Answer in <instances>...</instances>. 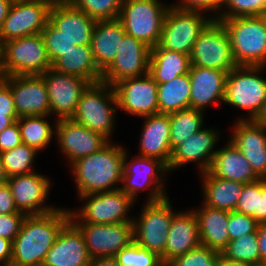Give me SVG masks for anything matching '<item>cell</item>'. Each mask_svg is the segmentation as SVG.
<instances>
[{
	"label": "cell",
	"mask_w": 266,
	"mask_h": 266,
	"mask_svg": "<svg viewBox=\"0 0 266 266\" xmlns=\"http://www.w3.org/2000/svg\"><path fill=\"white\" fill-rule=\"evenodd\" d=\"M21 143V134L17 121L0 133V153L14 149Z\"/></svg>",
	"instance_id": "obj_47"
},
{
	"label": "cell",
	"mask_w": 266,
	"mask_h": 266,
	"mask_svg": "<svg viewBox=\"0 0 266 266\" xmlns=\"http://www.w3.org/2000/svg\"><path fill=\"white\" fill-rule=\"evenodd\" d=\"M241 153L248 160L255 174L260 179H266V149L264 151Z\"/></svg>",
	"instance_id": "obj_48"
},
{
	"label": "cell",
	"mask_w": 266,
	"mask_h": 266,
	"mask_svg": "<svg viewBox=\"0 0 266 266\" xmlns=\"http://www.w3.org/2000/svg\"><path fill=\"white\" fill-rule=\"evenodd\" d=\"M207 115L209 114L193 108H187L169 114L170 145L172 151L187 138L204 128L207 123H210V121L206 122L208 121Z\"/></svg>",
	"instance_id": "obj_36"
},
{
	"label": "cell",
	"mask_w": 266,
	"mask_h": 266,
	"mask_svg": "<svg viewBox=\"0 0 266 266\" xmlns=\"http://www.w3.org/2000/svg\"><path fill=\"white\" fill-rule=\"evenodd\" d=\"M208 171L216 178L243 184L260 179L244 155L227 138L219 145Z\"/></svg>",
	"instance_id": "obj_27"
},
{
	"label": "cell",
	"mask_w": 266,
	"mask_h": 266,
	"mask_svg": "<svg viewBox=\"0 0 266 266\" xmlns=\"http://www.w3.org/2000/svg\"><path fill=\"white\" fill-rule=\"evenodd\" d=\"M261 196V179L244 184L235 211L252 216L259 223V197Z\"/></svg>",
	"instance_id": "obj_44"
},
{
	"label": "cell",
	"mask_w": 266,
	"mask_h": 266,
	"mask_svg": "<svg viewBox=\"0 0 266 266\" xmlns=\"http://www.w3.org/2000/svg\"><path fill=\"white\" fill-rule=\"evenodd\" d=\"M0 115H17L9 85L0 80Z\"/></svg>",
	"instance_id": "obj_49"
},
{
	"label": "cell",
	"mask_w": 266,
	"mask_h": 266,
	"mask_svg": "<svg viewBox=\"0 0 266 266\" xmlns=\"http://www.w3.org/2000/svg\"><path fill=\"white\" fill-rule=\"evenodd\" d=\"M90 266H121L114 256L103 257L91 261Z\"/></svg>",
	"instance_id": "obj_56"
},
{
	"label": "cell",
	"mask_w": 266,
	"mask_h": 266,
	"mask_svg": "<svg viewBox=\"0 0 266 266\" xmlns=\"http://www.w3.org/2000/svg\"><path fill=\"white\" fill-rule=\"evenodd\" d=\"M0 157L8 177L29 174L41 169L40 164L38 167V157H42L41 153L24 143L0 153Z\"/></svg>",
	"instance_id": "obj_37"
},
{
	"label": "cell",
	"mask_w": 266,
	"mask_h": 266,
	"mask_svg": "<svg viewBox=\"0 0 266 266\" xmlns=\"http://www.w3.org/2000/svg\"><path fill=\"white\" fill-rule=\"evenodd\" d=\"M217 20L228 32L237 66H266V26L260 16Z\"/></svg>",
	"instance_id": "obj_8"
},
{
	"label": "cell",
	"mask_w": 266,
	"mask_h": 266,
	"mask_svg": "<svg viewBox=\"0 0 266 266\" xmlns=\"http://www.w3.org/2000/svg\"><path fill=\"white\" fill-rule=\"evenodd\" d=\"M3 78V76H2V73H1V70H0V80Z\"/></svg>",
	"instance_id": "obj_64"
},
{
	"label": "cell",
	"mask_w": 266,
	"mask_h": 266,
	"mask_svg": "<svg viewBox=\"0 0 266 266\" xmlns=\"http://www.w3.org/2000/svg\"><path fill=\"white\" fill-rule=\"evenodd\" d=\"M114 257L121 266H165L156 253L142 248L135 241Z\"/></svg>",
	"instance_id": "obj_40"
},
{
	"label": "cell",
	"mask_w": 266,
	"mask_h": 266,
	"mask_svg": "<svg viewBox=\"0 0 266 266\" xmlns=\"http://www.w3.org/2000/svg\"><path fill=\"white\" fill-rule=\"evenodd\" d=\"M172 199L171 196H168L158 202L144 203L142 201V204L136 203L139 209L135 207L134 211L136 212H134L133 217L134 241L142 248L156 253L163 264L171 222L173 217L182 209L178 204L176 207V203L173 204V201L176 200Z\"/></svg>",
	"instance_id": "obj_6"
},
{
	"label": "cell",
	"mask_w": 266,
	"mask_h": 266,
	"mask_svg": "<svg viewBox=\"0 0 266 266\" xmlns=\"http://www.w3.org/2000/svg\"><path fill=\"white\" fill-rule=\"evenodd\" d=\"M191 67L190 56L161 48H151L149 75L157 83H165L178 76L188 74Z\"/></svg>",
	"instance_id": "obj_32"
},
{
	"label": "cell",
	"mask_w": 266,
	"mask_h": 266,
	"mask_svg": "<svg viewBox=\"0 0 266 266\" xmlns=\"http://www.w3.org/2000/svg\"><path fill=\"white\" fill-rule=\"evenodd\" d=\"M52 68L64 74L85 79L90 84L102 80V72L98 69L90 45L73 46V49L59 57Z\"/></svg>",
	"instance_id": "obj_31"
},
{
	"label": "cell",
	"mask_w": 266,
	"mask_h": 266,
	"mask_svg": "<svg viewBox=\"0 0 266 266\" xmlns=\"http://www.w3.org/2000/svg\"><path fill=\"white\" fill-rule=\"evenodd\" d=\"M70 221L69 205L42 215H26L12 242L11 266H42L62 228Z\"/></svg>",
	"instance_id": "obj_2"
},
{
	"label": "cell",
	"mask_w": 266,
	"mask_h": 266,
	"mask_svg": "<svg viewBox=\"0 0 266 266\" xmlns=\"http://www.w3.org/2000/svg\"><path fill=\"white\" fill-rule=\"evenodd\" d=\"M216 266H251L246 263L238 262V261H232L229 259H226L222 255L218 258V261L216 263Z\"/></svg>",
	"instance_id": "obj_59"
},
{
	"label": "cell",
	"mask_w": 266,
	"mask_h": 266,
	"mask_svg": "<svg viewBox=\"0 0 266 266\" xmlns=\"http://www.w3.org/2000/svg\"><path fill=\"white\" fill-rule=\"evenodd\" d=\"M190 93L189 73L165 83H158L159 114L169 115L190 108Z\"/></svg>",
	"instance_id": "obj_34"
},
{
	"label": "cell",
	"mask_w": 266,
	"mask_h": 266,
	"mask_svg": "<svg viewBox=\"0 0 266 266\" xmlns=\"http://www.w3.org/2000/svg\"><path fill=\"white\" fill-rule=\"evenodd\" d=\"M50 176L42 170H36L29 174L8 177L7 184L18 211L26 215H42L59 207L58 202H50L53 185L55 187V178Z\"/></svg>",
	"instance_id": "obj_12"
},
{
	"label": "cell",
	"mask_w": 266,
	"mask_h": 266,
	"mask_svg": "<svg viewBox=\"0 0 266 266\" xmlns=\"http://www.w3.org/2000/svg\"><path fill=\"white\" fill-rule=\"evenodd\" d=\"M266 10V0H228L218 19L261 16Z\"/></svg>",
	"instance_id": "obj_43"
},
{
	"label": "cell",
	"mask_w": 266,
	"mask_h": 266,
	"mask_svg": "<svg viewBox=\"0 0 266 266\" xmlns=\"http://www.w3.org/2000/svg\"><path fill=\"white\" fill-rule=\"evenodd\" d=\"M40 76L46 85L50 115L56 120L70 119L76 111L83 91L90 83L78 76L56 71L52 67Z\"/></svg>",
	"instance_id": "obj_19"
},
{
	"label": "cell",
	"mask_w": 266,
	"mask_h": 266,
	"mask_svg": "<svg viewBox=\"0 0 266 266\" xmlns=\"http://www.w3.org/2000/svg\"><path fill=\"white\" fill-rule=\"evenodd\" d=\"M229 72L191 65L190 108L210 113L223 107ZM210 109V110H209Z\"/></svg>",
	"instance_id": "obj_21"
},
{
	"label": "cell",
	"mask_w": 266,
	"mask_h": 266,
	"mask_svg": "<svg viewBox=\"0 0 266 266\" xmlns=\"http://www.w3.org/2000/svg\"><path fill=\"white\" fill-rule=\"evenodd\" d=\"M117 50L116 58L102 73V82L113 86L122 79L149 74V46L125 33Z\"/></svg>",
	"instance_id": "obj_20"
},
{
	"label": "cell",
	"mask_w": 266,
	"mask_h": 266,
	"mask_svg": "<svg viewBox=\"0 0 266 266\" xmlns=\"http://www.w3.org/2000/svg\"><path fill=\"white\" fill-rule=\"evenodd\" d=\"M12 241L0 237V266H11Z\"/></svg>",
	"instance_id": "obj_52"
},
{
	"label": "cell",
	"mask_w": 266,
	"mask_h": 266,
	"mask_svg": "<svg viewBox=\"0 0 266 266\" xmlns=\"http://www.w3.org/2000/svg\"><path fill=\"white\" fill-rule=\"evenodd\" d=\"M197 184L201 201L204 205L224 210L235 211L244 184L214 177L209 171L197 175ZM199 181V182H198Z\"/></svg>",
	"instance_id": "obj_28"
},
{
	"label": "cell",
	"mask_w": 266,
	"mask_h": 266,
	"mask_svg": "<svg viewBox=\"0 0 266 266\" xmlns=\"http://www.w3.org/2000/svg\"><path fill=\"white\" fill-rule=\"evenodd\" d=\"M198 203L190 208L198 220L200 243L221 253L229 243V212Z\"/></svg>",
	"instance_id": "obj_29"
},
{
	"label": "cell",
	"mask_w": 266,
	"mask_h": 266,
	"mask_svg": "<svg viewBox=\"0 0 266 266\" xmlns=\"http://www.w3.org/2000/svg\"><path fill=\"white\" fill-rule=\"evenodd\" d=\"M124 34L125 29L119 19L97 21L90 46L94 61L102 73L116 58Z\"/></svg>",
	"instance_id": "obj_30"
},
{
	"label": "cell",
	"mask_w": 266,
	"mask_h": 266,
	"mask_svg": "<svg viewBox=\"0 0 266 266\" xmlns=\"http://www.w3.org/2000/svg\"><path fill=\"white\" fill-rule=\"evenodd\" d=\"M41 35L51 64L59 57L63 56V53L68 52L75 46V43L69 41L62 34V31L57 29L50 21H48L47 25L42 30Z\"/></svg>",
	"instance_id": "obj_41"
},
{
	"label": "cell",
	"mask_w": 266,
	"mask_h": 266,
	"mask_svg": "<svg viewBox=\"0 0 266 266\" xmlns=\"http://www.w3.org/2000/svg\"><path fill=\"white\" fill-rule=\"evenodd\" d=\"M113 88L118 111L128 120L159 114L158 83L149 74L122 79Z\"/></svg>",
	"instance_id": "obj_15"
},
{
	"label": "cell",
	"mask_w": 266,
	"mask_h": 266,
	"mask_svg": "<svg viewBox=\"0 0 266 266\" xmlns=\"http://www.w3.org/2000/svg\"><path fill=\"white\" fill-rule=\"evenodd\" d=\"M260 17L262 18L266 26V10L263 12V14Z\"/></svg>",
	"instance_id": "obj_62"
},
{
	"label": "cell",
	"mask_w": 266,
	"mask_h": 266,
	"mask_svg": "<svg viewBox=\"0 0 266 266\" xmlns=\"http://www.w3.org/2000/svg\"><path fill=\"white\" fill-rule=\"evenodd\" d=\"M191 65L230 72L235 62L230 37L221 21L212 20L200 33L190 54Z\"/></svg>",
	"instance_id": "obj_14"
},
{
	"label": "cell",
	"mask_w": 266,
	"mask_h": 266,
	"mask_svg": "<svg viewBox=\"0 0 266 266\" xmlns=\"http://www.w3.org/2000/svg\"><path fill=\"white\" fill-rule=\"evenodd\" d=\"M259 223L250 215L236 211L229 212L228 235L229 241L238 239L248 233H257Z\"/></svg>",
	"instance_id": "obj_45"
},
{
	"label": "cell",
	"mask_w": 266,
	"mask_h": 266,
	"mask_svg": "<svg viewBox=\"0 0 266 266\" xmlns=\"http://www.w3.org/2000/svg\"><path fill=\"white\" fill-rule=\"evenodd\" d=\"M221 253L200 245L186 254L178 256L165 266H216Z\"/></svg>",
	"instance_id": "obj_42"
},
{
	"label": "cell",
	"mask_w": 266,
	"mask_h": 266,
	"mask_svg": "<svg viewBox=\"0 0 266 266\" xmlns=\"http://www.w3.org/2000/svg\"><path fill=\"white\" fill-rule=\"evenodd\" d=\"M127 144L120 189L135 203H140V200L144 203L158 202L170 196V186L167 184L170 183L171 174L168 166L156 158L131 154L132 149Z\"/></svg>",
	"instance_id": "obj_3"
},
{
	"label": "cell",
	"mask_w": 266,
	"mask_h": 266,
	"mask_svg": "<svg viewBox=\"0 0 266 266\" xmlns=\"http://www.w3.org/2000/svg\"><path fill=\"white\" fill-rule=\"evenodd\" d=\"M255 266H266V263H259L258 265Z\"/></svg>",
	"instance_id": "obj_63"
},
{
	"label": "cell",
	"mask_w": 266,
	"mask_h": 266,
	"mask_svg": "<svg viewBox=\"0 0 266 266\" xmlns=\"http://www.w3.org/2000/svg\"><path fill=\"white\" fill-rule=\"evenodd\" d=\"M185 208L186 206L171 222L164 251V265L201 245L195 213L190 207Z\"/></svg>",
	"instance_id": "obj_26"
},
{
	"label": "cell",
	"mask_w": 266,
	"mask_h": 266,
	"mask_svg": "<svg viewBox=\"0 0 266 266\" xmlns=\"http://www.w3.org/2000/svg\"><path fill=\"white\" fill-rule=\"evenodd\" d=\"M255 121L259 124H262L263 126H266V100L264 102L262 111L260 112L258 117L255 119Z\"/></svg>",
	"instance_id": "obj_60"
},
{
	"label": "cell",
	"mask_w": 266,
	"mask_h": 266,
	"mask_svg": "<svg viewBox=\"0 0 266 266\" xmlns=\"http://www.w3.org/2000/svg\"><path fill=\"white\" fill-rule=\"evenodd\" d=\"M25 213H9L0 215V237L13 242L19 234Z\"/></svg>",
	"instance_id": "obj_46"
},
{
	"label": "cell",
	"mask_w": 266,
	"mask_h": 266,
	"mask_svg": "<svg viewBox=\"0 0 266 266\" xmlns=\"http://www.w3.org/2000/svg\"><path fill=\"white\" fill-rule=\"evenodd\" d=\"M14 0H0V29L7 17L10 6Z\"/></svg>",
	"instance_id": "obj_57"
},
{
	"label": "cell",
	"mask_w": 266,
	"mask_h": 266,
	"mask_svg": "<svg viewBox=\"0 0 266 266\" xmlns=\"http://www.w3.org/2000/svg\"><path fill=\"white\" fill-rule=\"evenodd\" d=\"M75 199V204L77 203L78 206L69 207L72 223L133 222L136 203L121 189L86 194Z\"/></svg>",
	"instance_id": "obj_7"
},
{
	"label": "cell",
	"mask_w": 266,
	"mask_h": 266,
	"mask_svg": "<svg viewBox=\"0 0 266 266\" xmlns=\"http://www.w3.org/2000/svg\"><path fill=\"white\" fill-rule=\"evenodd\" d=\"M83 234L69 221L59 232L42 266H90Z\"/></svg>",
	"instance_id": "obj_25"
},
{
	"label": "cell",
	"mask_w": 266,
	"mask_h": 266,
	"mask_svg": "<svg viewBox=\"0 0 266 266\" xmlns=\"http://www.w3.org/2000/svg\"><path fill=\"white\" fill-rule=\"evenodd\" d=\"M227 126L226 138L230 140L240 152L264 151L266 149V126L255 120H232Z\"/></svg>",
	"instance_id": "obj_35"
},
{
	"label": "cell",
	"mask_w": 266,
	"mask_h": 266,
	"mask_svg": "<svg viewBox=\"0 0 266 266\" xmlns=\"http://www.w3.org/2000/svg\"><path fill=\"white\" fill-rule=\"evenodd\" d=\"M52 64L41 33L8 40L0 45L2 76L40 75Z\"/></svg>",
	"instance_id": "obj_9"
},
{
	"label": "cell",
	"mask_w": 266,
	"mask_h": 266,
	"mask_svg": "<svg viewBox=\"0 0 266 266\" xmlns=\"http://www.w3.org/2000/svg\"><path fill=\"white\" fill-rule=\"evenodd\" d=\"M257 239L260 251V263H266V223L259 224L257 228Z\"/></svg>",
	"instance_id": "obj_53"
},
{
	"label": "cell",
	"mask_w": 266,
	"mask_h": 266,
	"mask_svg": "<svg viewBox=\"0 0 266 266\" xmlns=\"http://www.w3.org/2000/svg\"><path fill=\"white\" fill-rule=\"evenodd\" d=\"M171 6L184 11L202 12L210 17V0H175Z\"/></svg>",
	"instance_id": "obj_50"
},
{
	"label": "cell",
	"mask_w": 266,
	"mask_h": 266,
	"mask_svg": "<svg viewBox=\"0 0 266 266\" xmlns=\"http://www.w3.org/2000/svg\"><path fill=\"white\" fill-rule=\"evenodd\" d=\"M212 20L202 12L184 11L170 5L158 45L190 56L198 36Z\"/></svg>",
	"instance_id": "obj_13"
},
{
	"label": "cell",
	"mask_w": 266,
	"mask_h": 266,
	"mask_svg": "<svg viewBox=\"0 0 266 266\" xmlns=\"http://www.w3.org/2000/svg\"><path fill=\"white\" fill-rule=\"evenodd\" d=\"M265 100L266 66H236L228 73L222 109L230 107L231 113L240 111L232 115L234 121L255 120Z\"/></svg>",
	"instance_id": "obj_4"
},
{
	"label": "cell",
	"mask_w": 266,
	"mask_h": 266,
	"mask_svg": "<svg viewBox=\"0 0 266 266\" xmlns=\"http://www.w3.org/2000/svg\"><path fill=\"white\" fill-rule=\"evenodd\" d=\"M141 120L140 127L138 124L136 126L140 131L137 133L139 137L136 135L138 144L135 149L138 150L133 152L139 156L159 159L168 166L172 155L169 115L156 114L142 117Z\"/></svg>",
	"instance_id": "obj_23"
},
{
	"label": "cell",
	"mask_w": 266,
	"mask_h": 266,
	"mask_svg": "<svg viewBox=\"0 0 266 266\" xmlns=\"http://www.w3.org/2000/svg\"><path fill=\"white\" fill-rule=\"evenodd\" d=\"M10 87L18 117L50 115L45 82L40 75H15L2 78Z\"/></svg>",
	"instance_id": "obj_22"
},
{
	"label": "cell",
	"mask_w": 266,
	"mask_h": 266,
	"mask_svg": "<svg viewBox=\"0 0 266 266\" xmlns=\"http://www.w3.org/2000/svg\"><path fill=\"white\" fill-rule=\"evenodd\" d=\"M118 112L113 86L100 81L86 87L70 119L101 134L108 141H117L115 133L118 132V121H121Z\"/></svg>",
	"instance_id": "obj_5"
},
{
	"label": "cell",
	"mask_w": 266,
	"mask_h": 266,
	"mask_svg": "<svg viewBox=\"0 0 266 266\" xmlns=\"http://www.w3.org/2000/svg\"><path fill=\"white\" fill-rule=\"evenodd\" d=\"M17 122L22 143L43 154L47 149L55 146L53 143H55L57 120L51 115L20 117Z\"/></svg>",
	"instance_id": "obj_33"
},
{
	"label": "cell",
	"mask_w": 266,
	"mask_h": 266,
	"mask_svg": "<svg viewBox=\"0 0 266 266\" xmlns=\"http://www.w3.org/2000/svg\"><path fill=\"white\" fill-rule=\"evenodd\" d=\"M228 0H210V17L217 20L220 13L224 10Z\"/></svg>",
	"instance_id": "obj_55"
},
{
	"label": "cell",
	"mask_w": 266,
	"mask_h": 266,
	"mask_svg": "<svg viewBox=\"0 0 266 266\" xmlns=\"http://www.w3.org/2000/svg\"><path fill=\"white\" fill-rule=\"evenodd\" d=\"M266 223V179H261V196L259 197V224Z\"/></svg>",
	"instance_id": "obj_54"
},
{
	"label": "cell",
	"mask_w": 266,
	"mask_h": 266,
	"mask_svg": "<svg viewBox=\"0 0 266 266\" xmlns=\"http://www.w3.org/2000/svg\"><path fill=\"white\" fill-rule=\"evenodd\" d=\"M54 0H14L0 29V45L8 40L42 32Z\"/></svg>",
	"instance_id": "obj_16"
},
{
	"label": "cell",
	"mask_w": 266,
	"mask_h": 266,
	"mask_svg": "<svg viewBox=\"0 0 266 266\" xmlns=\"http://www.w3.org/2000/svg\"><path fill=\"white\" fill-rule=\"evenodd\" d=\"M88 16L100 20L118 19L123 0H69Z\"/></svg>",
	"instance_id": "obj_39"
},
{
	"label": "cell",
	"mask_w": 266,
	"mask_h": 266,
	"mask_svg": "<svg viewBox=\"0 0 266 266\" xmlns=\"http://www.w3.org/2000/svg\"><path fill=\"white\" fill-rule=\"evenodd\" d=\"M9 213H23L18 211L11 189L7 183L0 185V215Z\"/></svg>",
	"instance_id": "obj_51"
},
{
	"label": "cell",
	"mask_w": 266,
	"mask_h": 266,
	"mask_svg": "<svg viewBox=\"0 0 266 266\" xmlns=\"http://www.w3.org/2000/svg\"><path fill=\"white\" fill-rule=\"evenodd\" d=\"M73 224L83 234L87 251L92 260L115 256L120 250L134 241L133 222Z\"/></svg>",
	"instance_id": "obj_18"
},
{
	"label": "cell",
	"mask_w": 266,
	"mask_h": 266,
	"mask_svg": "<svg viewBox=\"0 0 266 266\" xmlns=\"http://www.w3.org/2000/svg\"><path fill=\"white\" fill-rule=\"evenodd\" d=\"M8 181V176L5 172V168H4V165L1 161V157H0V185H3L5 183H7Z\"/></svg>",
	"instance_id": "obj_61"
},
{
	"label": "cell",
	"mask_w": 266,
	"mask_h": 266,
	"mask_svg": "<svg viewBox=\"0 0 266 266\" xmlns=\"http://www.w3.org/2000/svg\"><path fill=\"white\" fill-rule=\"evenodd\" d=\"M220 128L214 124L209 126L208 123L204 128L178 145L172 151L168 164L171 176L172 173L174 174L179 170L183 171L184 168L190 165L195 167L193 171H196V175L207 172L211 167L218 146L226 139V128Z\"/></svg>",
	"instance_id": "obj_11"
},
{
	"label": "cell",
	"mask_w": 266,
	"mask_h": 266,
	"mask_svg": "<svg viewBox=\"0 0 266 266\" xmlns=\"http://www.w3.org/2000/svg\"><path fill=\"white\" fill-rule=\"evenodd\" d=\"M170 5L166 0H123L118 19L125 33L153 48L160 41Z\"/></svg>",
	"instance_id": "obj_10"
},
{
	"label": "cell",
	"mask_w": 266,
	"mask_h": 266,
	"mask_svg": "<svg viewBox=\"0 0 266 266\" xmlns=\"http://www.w3.org/2000/svg\"><path fill=\"white\" fill-rule=\"evenodd\" d=\"M226 259L249 264L251 266L260 263V251L257 233H248L238 239L229 241L221 252Z\"/></svg>",
	"instance_id": "obj_38"
},
{
	"label": "cell",
	"mask_w": 266,
	"mask_h": 266,
	"mask_svg": "<svg viewBox=\"0 0 266 266\" xmlns=\"http://www.w3.org/2000/svg\"><path fill=\"white\" fill-rule=\"evenodd\" d=\"M122 143L109 141L99 151L68 167V177L76 192L74 197L120 189L126 151V144Z\"/></svg>",
	"instance_id": "obj_1"
},
{
	"label": "cell",
	"mask_w": 266,
	"mask_h": 266,
	"mask_svg": "<svg viewBox=\"0 0 266 266\" xmlns=\"http://www.w3.org/2000/svg\"><path fill=\"white\" fill-rule=\"evenodd\" d=\"M19 119L18 115H0V133Z\"/></svg>",
	"instance_id": "obj_58"
},
{
	"label": "cell",
	"mask_w": 266,
	"mask_h": 266,
	"mask_svg": "<svg viewBox=\"0 0 266 266\" xmlns=\"http://www.w3.org/2000/svg\"><path fill=\"white\" fill-rule=\"evenodd\" d=\"M49 21L72 43L90 45L97 21L76 8L69 0H54Z\"/></svg>",
	"instance_id": "obj_24"
},
{
	"label": "cell",
	"mask_w": 266,
	"mask_h": 266,
	"mask_svg": "<svg viewBox=\"0 0 266 266\" xmlns=\"http://www.w3.org/2000/svg\"><path fill=\"white\" fill-rule=\"evenodd\" d=\"M109 141L101 134L72 121L59 119L55 126V147L63 156L65 167L73 162L99 151Z\"/></svg>",
	"instance_id": "obj_17"
}]
</instances>
